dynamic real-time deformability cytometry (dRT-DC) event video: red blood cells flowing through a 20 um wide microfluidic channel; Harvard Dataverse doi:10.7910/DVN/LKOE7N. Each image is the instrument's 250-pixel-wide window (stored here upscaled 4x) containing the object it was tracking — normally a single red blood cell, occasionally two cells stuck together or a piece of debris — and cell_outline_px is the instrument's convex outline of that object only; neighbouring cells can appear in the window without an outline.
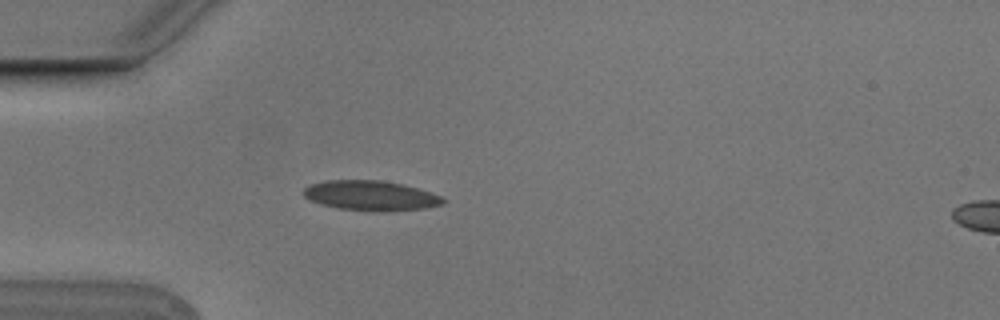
{"species": "Egyptian fruit bat (a non-hibernating species)", "species_latin": "Rousettus aegyptiacus", "temperature_condition": "cold", "stored_images_in_passage": 4, "camera_frame_rate_fps": 3000, "um_per_image_px": 0.085, "animal": {"sex": "male"}, "frame": {"image": 1, "passage_image": 3, "time_ms": 0.667, "image_size_px": [1000, 320], "cell_outline_px": [[444, 204], [424, 208], [376, 212], [372, 212], [336, 208], [320, 204], [304, 196], [300, 192], [308, 184], [324, 180], [380, 180], [400, 184], [416, 188], [440, 196], [444, 200]], "centroid_in_image_um": [31.42, 16.63], "position_along_channel_um": 53.6, "area_um2": 24.33}}